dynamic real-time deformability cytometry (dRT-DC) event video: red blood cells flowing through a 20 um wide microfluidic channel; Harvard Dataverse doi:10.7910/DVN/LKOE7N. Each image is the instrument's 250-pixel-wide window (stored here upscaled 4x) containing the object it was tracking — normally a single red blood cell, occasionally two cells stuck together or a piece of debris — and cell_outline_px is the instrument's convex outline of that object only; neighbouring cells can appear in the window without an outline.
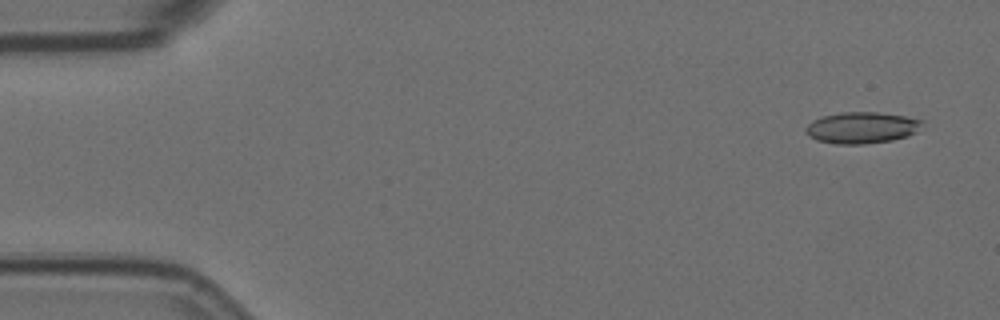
{"species": "Egyptian fruit bat (a non-hibernating species)", "species_latin": "Rousettus aegyptiacus", "temperature_condition": "room temperature", "stored_images_in_passage": 8, "camera_frame_rate_fps": 3000, "um_per_image_px": 0.085, "animal": {"sex": "female"}, "frame": {"image": 1, "passage_image": 1, "time_ms": 0.0, "image_size_px": [1000, 320], "cell_outline_px": [[924, 120], [916, 132], [908, 136], [892, 140], [864, 144], [836, 144], [816, 140], [808, 136], [804, 128], [812, 120], [820, 116], [840, 112], [876, 112], [904, 116]], "centroid_in_image_um": [73.2, 10.85], "position_along_channel_um": 11.8, "area_um2": 21.44}}
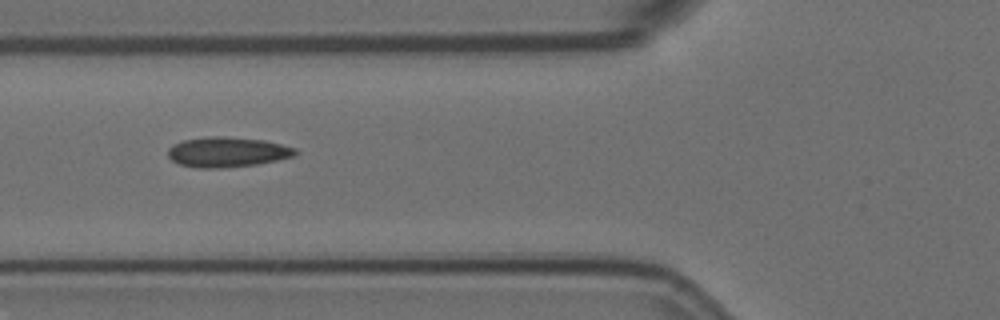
{"frame": {"image": 2, "passage_image": 6, "time_ms": 1.667, "image_size_px": [1000, 320], "cell_outline_px": [[300, 152], [296, 156], [256, 164], [220, 168], [196, 168], [180, 164], [172, 160], [168, 156], [168, 148], [172, 144], [184, 140], [208, 136], [220, 136], [264, 140], [296, 148]], "centroid_in_image_um": [19.32, 12.92], "position_along_channel_um": 106.5, "area_um2": 22.37}}
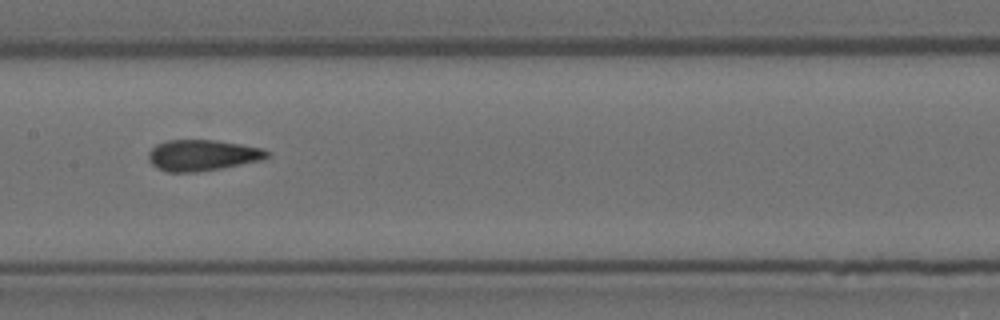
{"frame": {"image": 3, "passage_image": 8, "time_ms": 2.333, "image_size_px": [1000, 320], "cell_outline_px": [[272, 156], [260, 160], [220, 168], [196, 172], [168, 172], [156, 168], [148, 160], [148, 152], [156, 144], [168, 140], [216, 140], [240, 144], [260, 148], [268, 152]], "centroid_in_image_um": [17.16, 13.19], "position_along_channel_um": 190.2, "area_um2": 21.33}}